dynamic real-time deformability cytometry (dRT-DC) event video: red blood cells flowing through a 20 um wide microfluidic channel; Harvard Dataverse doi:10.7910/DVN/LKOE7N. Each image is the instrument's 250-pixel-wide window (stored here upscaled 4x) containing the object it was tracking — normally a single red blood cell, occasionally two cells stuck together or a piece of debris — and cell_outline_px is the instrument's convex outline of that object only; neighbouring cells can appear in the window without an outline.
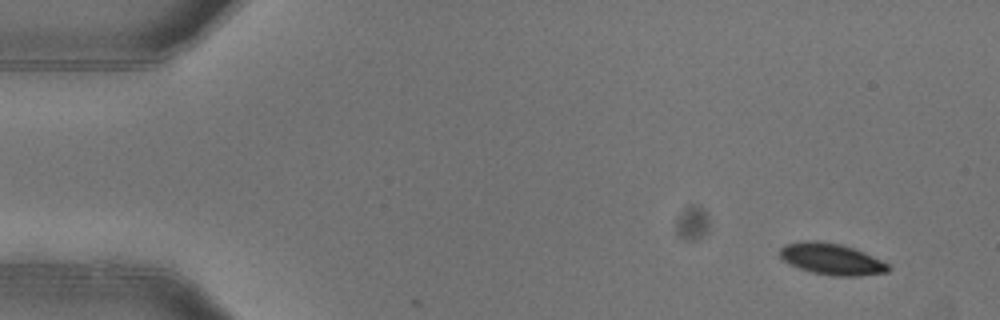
{"species": "common noctule bat (a hibernating species)", "species_latin": "Nyctalus noctula", "temperature_condition": "warm", "stored_images_in_passage": 6, "camera_frame_rate_fps": 3000, "um_per_image_px": 0.085, "animal": {"sex": "female"}, "frame": {"image": 1, "passage_image": 1, "time_ms": 0.0, "image_size_px": [1000, 320], "cell_outline_px": [[892, 268], [888, 272], [860, 276], [836, 276], [812, 272], [800, 268], [784, 260], [780, 256], [780, 248], [784, 244], [808, 240], [816, 240], [840, 244], [864, 252], [888, 264]], "centroid_in_image_um": [70.7, 22.02], "position_along_channel_um": 14.3, "area_um2": 19.65}}
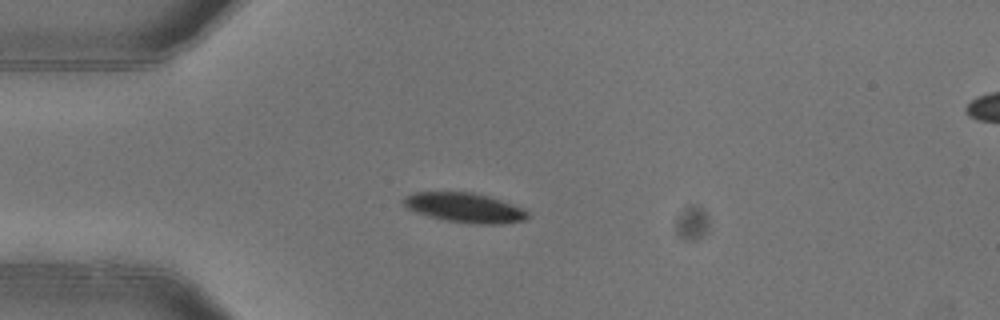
{"frame": {"image": 2, "passage_image": 3, "time_ms": 0.667, "image_size_px": [1000, 320], "cell_outline_px": [[528, 216], [524, 220], [500, 224], [476, 224], [444, 220], [428, 216], [416, 212], [408, 208], [404, 204], [404, 196], [416, 192], [472, 192], [488, 196], [500, 200], [520, 208], [528, 212]], "centroid_in_image_um": [39.47, 17.65], "position_along_channel_um": 45.5, "area_um2": 21.1}}